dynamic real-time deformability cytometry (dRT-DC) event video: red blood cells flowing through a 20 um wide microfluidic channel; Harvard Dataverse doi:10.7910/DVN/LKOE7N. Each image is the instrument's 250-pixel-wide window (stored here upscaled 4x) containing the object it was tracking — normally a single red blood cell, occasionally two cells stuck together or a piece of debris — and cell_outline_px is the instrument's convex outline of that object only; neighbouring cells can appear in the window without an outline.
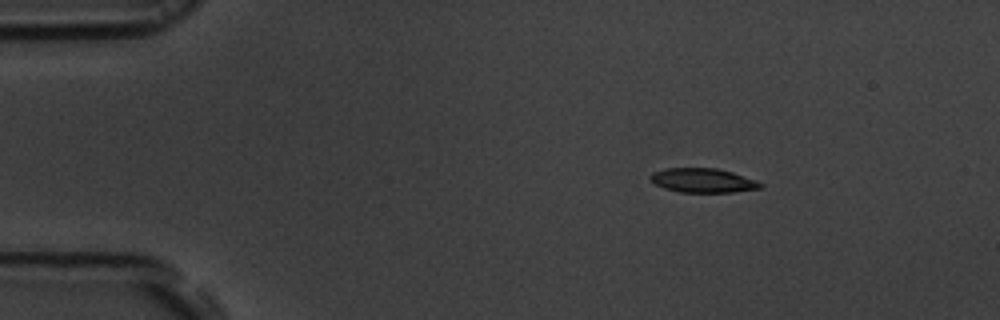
{"species": "common noctule bat (a hibernating species)", "species_latin": "Nyctalus noctula", "temperature_condition": "room temperature", "stored_images_in_passage": 48, "camera_frame_rate_fps": 3000, "um_per_image_px": 0.085, "animal": {"sex": "male", "body_mass_g": 19.5, "forearm_length_mm": 54.6}, "frame": {"image": 1, "passage_image": 1, "time_ms": 0.0, "image_size_px": [1000, 320], "cell_outline_px": [[764, 184], [760, 188], [732, 192], [680, 192], [664, 188], [656, 184], [648, 176], [652, 172], [664, 168], [716, 168], [732, 172], [756, 180]], "centroid_in_image_um": [59.73, 15.33], "position_along_channel_um": 25.3, "area_um2": 15.49}}
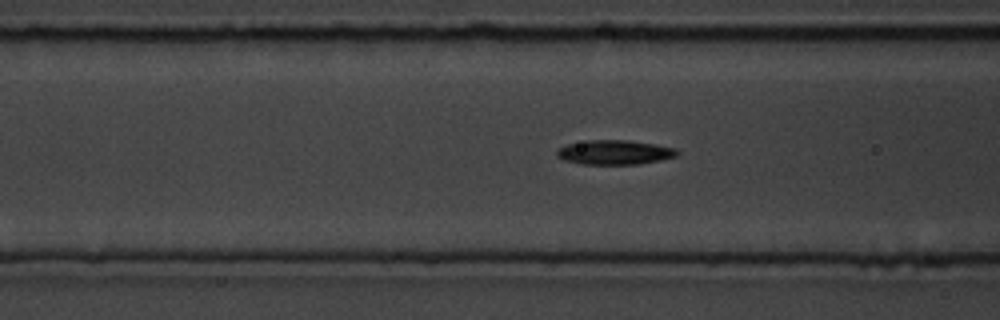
{"frame": {"image": 2, "passage_image": 14, "time_ms": 4.333, "image_size_px": [1000, 320], "cell_outline_px": [[680, 152], [676, 156], [660, 160], [640, 164], [584, 164], [564, 160], [556, 156], [556, 152], [560, 148], [568, 144], [588, 140], [628, 140], [656, 144], [676, 148]], "centroid_in_image_um": [52.27, 12.94], "position_along_channel_um": 114.3, "area_um2": 17.11}}
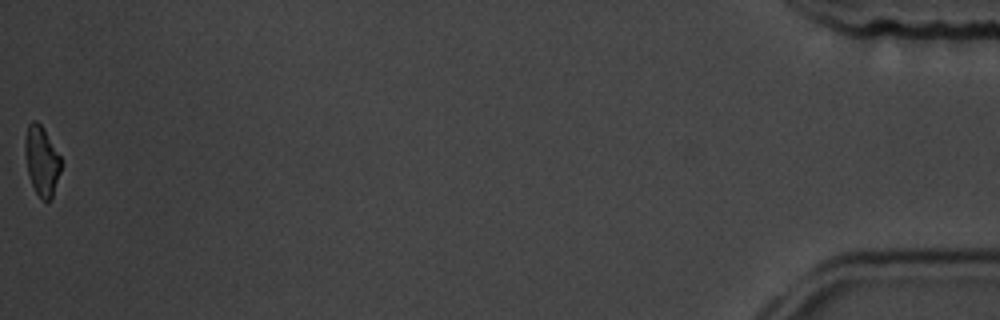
{"frame": {"image": 3, "passage_image": 48, "time_ms": 15.667, "image_size_px": [1000, 320], "cell_outline_px": [[60, 172], [52, 200], [44, 200], [36, 192], [32, 184], [28, 172], [24, 152], [24, 140], [28, 124], [32, 120], [36, 120], [44, 128], [60, 156]], "centroid_in_image_um": [3.53, 13.64], "position_along_channel_um": 431.7, "area_um2": 14.51}, "authors_computed_cell_mechanics": {"area_um2": 16.1551, "velocity_mm_per_s": 3.6821, "shape_relaxation_time_tau1_ms": 3.9496, "shape_relaxation_time_tau2_ms": null, "deformation_change_tau1": 0.132, "deformation_change_tau2": null}}